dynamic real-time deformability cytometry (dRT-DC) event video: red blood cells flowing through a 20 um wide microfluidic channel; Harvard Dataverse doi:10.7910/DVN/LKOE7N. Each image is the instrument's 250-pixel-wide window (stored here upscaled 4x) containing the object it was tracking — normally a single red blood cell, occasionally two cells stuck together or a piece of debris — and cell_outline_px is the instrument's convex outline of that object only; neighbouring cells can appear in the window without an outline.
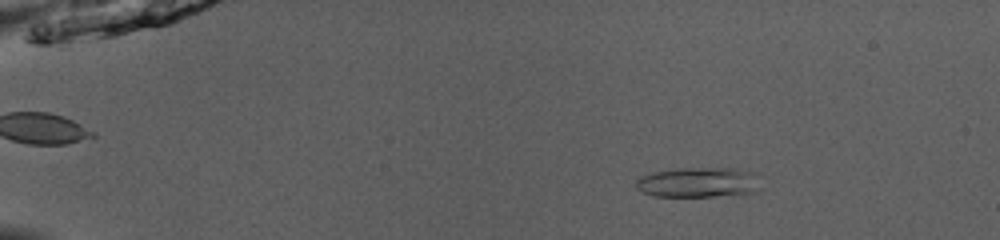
{"species": "common noctule bat (a hibernating species)", "species_latin": "Nyctalus noctula", "temperature_condition": "room temperature", "stored_images_in_passage": 50, "camera_frame_rate_fps": 3000, "um_per_image_px": 0.085, "animal": {"sex": "male", "body_mass_g": 13.0, "forearm_length_mm": 53.1}, "frame": {"image": 1, "passage_image": 8, "time_ms": 2.333, "image_size_px": [1000, 240], "cell_outline_px": [[760, 188], [756, 192], [712, 196], [652, 196], [636, 188], [636, 180], [652, 172], [680, 168], [728, 168], [756, 172], [760, 176]], "centroid_in_image_um": [59.42, 15.49], "position_along_channel_um": 25.6, "area_um2": 21.91}}
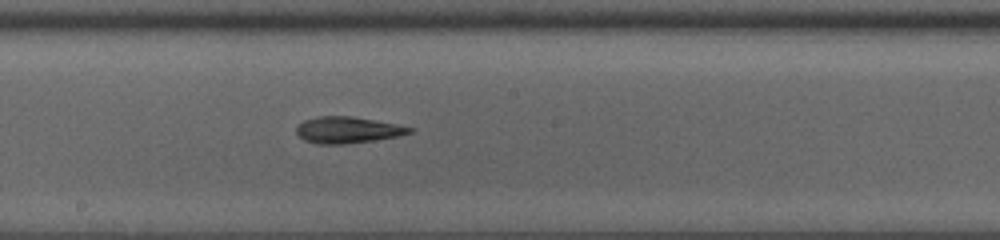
{"frame": {"image": 2, "passage_image": 29, "time_ms": 9.333, "image_size_px": [1000, 240], "cell_outline_px": [[416, 128], [412, 132], [396, 136], [372, 140], [344, 144], [316, 144], [304, 140], [296, 132], [296, 128], [304, 120], [320, 116], [352, 116], [396, 124]], "centroid_in_image_um": [29.54, 11.04], "position_along_channel_um": 218.7, "area_um2": 17.22}}
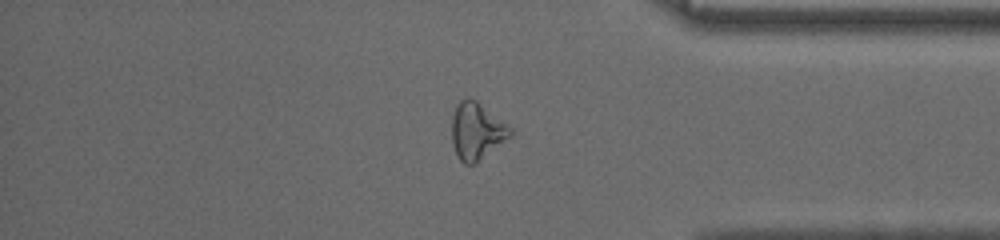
{"frame": {"image": 3, "passage_image": 43, "time_ms": 14.0, "image_size_px": [1000, 240], "cell_outline_px": [[512, 136], [476, 164], [464, 164], [460, 160], [452, 144], [452, 116], [456, 104], [460, 100], [468, 96], [476, 100], [512, 128]], "centroid_in_image_um": [40.52, 11.14], "position_along_channel_um": 394.7, "area_um2": 19.59}, "authors_computed_cell_mechanics": {"area_um2": 18.5827, "velocity_mm_per_s": 4.0072, "shape_relaxation_time_tau1_ms": 3.3069, "shape_relaxation_time_tau2_ms": 2.4353, "deformation_change_tau1": 0.1461, "deformation_change_tau2": 0.1373}}